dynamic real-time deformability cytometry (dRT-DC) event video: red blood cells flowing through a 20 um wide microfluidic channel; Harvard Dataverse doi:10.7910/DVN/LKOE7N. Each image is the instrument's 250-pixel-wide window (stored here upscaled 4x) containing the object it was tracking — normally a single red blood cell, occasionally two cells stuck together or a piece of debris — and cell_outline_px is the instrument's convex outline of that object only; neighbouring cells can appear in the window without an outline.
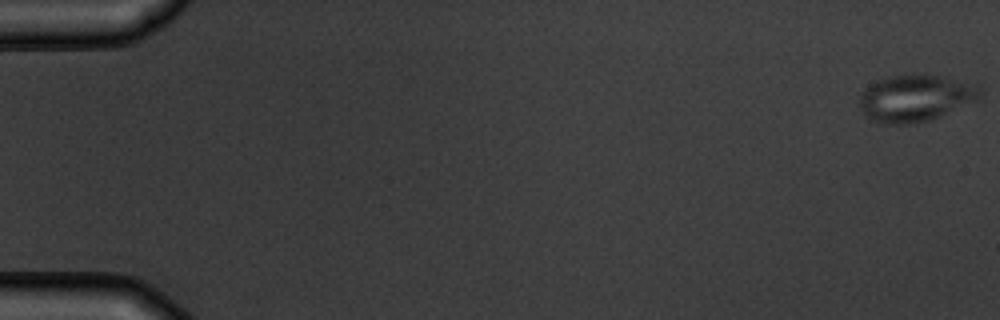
{"species": "common noctule bat (a hibernating species)", "species_latin": "Nyctalus noctula", "temperature_condition": "warm", "stored_images_in_passage": 6, "camera_frame_rate_fps": 3000, "um_per_image_px": 0.085, "animal": {"sex": "male", "body_mass_g": 19.5, "forearm_length_mm": 54.6}, "frame": {"image": 1, "passage_image": 1, "time_ms": 0.0, "image_size_px": [1000, 320], "cell_outline_px": [[984, 92], [976, 100], [932, 120], [908, 124], [880, 124], [864, 116], [860, 108], [860, 92], [864, 88], [876, 80], [888, 76], [916, 72], [924, 72], [980, 84], [984, 88]], "centroid_in_image_um": [77.83, 8.3], "position_along_channel_um": 7.2, "area_um2": 34.04}}